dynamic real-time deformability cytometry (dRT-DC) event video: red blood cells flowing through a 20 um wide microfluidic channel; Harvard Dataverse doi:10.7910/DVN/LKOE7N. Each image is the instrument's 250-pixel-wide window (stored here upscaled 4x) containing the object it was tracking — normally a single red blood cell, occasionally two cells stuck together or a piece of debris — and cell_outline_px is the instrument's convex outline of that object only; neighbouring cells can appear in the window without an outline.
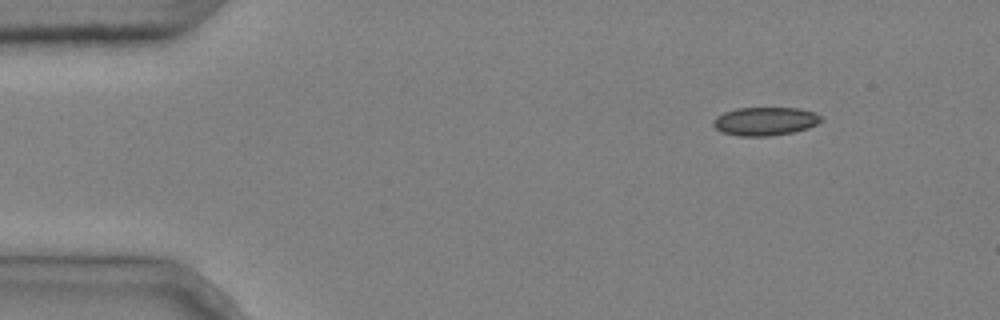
{"species": "common noctule bat (a hibernating species)", "species_latin": "Nyctalus noctula", "temperature_condition": "cold", "stored_images_in_passage": 3, "camera_frame_rate_fps": 3000, "um_per_image_px": 0.085, "animal": {"sex": "male", "body_mass_g": 20.4}, "frame": {"image": 1, "passage_image": 1, "time_ms": 0.0, "image_size_px": [1000, 320], "cell_outline_px": [[824, 120], [808, 128], [792, 132], [768, 136], [740, 136], [720, 132], [712, 124], [712, 120], [716, 116], [724, 112], [736, 108], [800, 108], [816, 112], [824, 116]], "centroid_in_image_um": [65.05, 10.3], "position_along_channel_um": 19.9, "area_um2": 18.09}}